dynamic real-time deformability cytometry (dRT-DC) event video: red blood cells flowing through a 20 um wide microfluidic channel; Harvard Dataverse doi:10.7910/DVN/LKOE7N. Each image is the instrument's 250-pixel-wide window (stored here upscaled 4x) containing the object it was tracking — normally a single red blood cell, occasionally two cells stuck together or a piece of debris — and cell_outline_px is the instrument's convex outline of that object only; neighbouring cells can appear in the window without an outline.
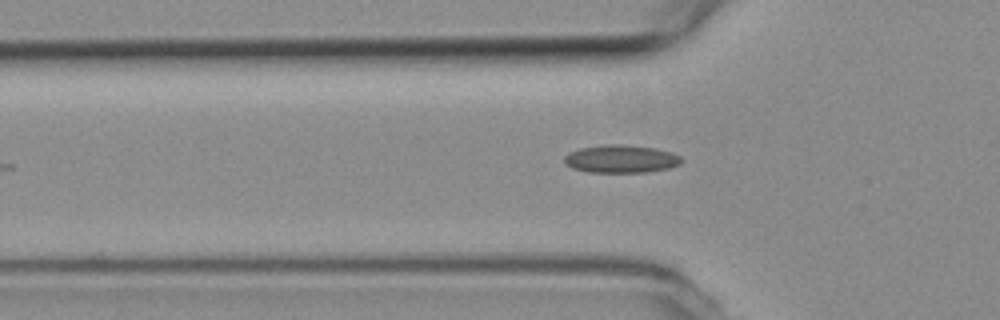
{"species": "common noctule bat (a hibernating species)", "species_latin": "Nyctalus noctula", "temperature_condition": "room temperature", "stored_images_in_passage": 30, "camera_frame_rate_fps": 3000, "um_per_image_px": 0.085, "animal": {"sex": "female", "body_mass_g": 19.3, "forearm_length_mm": 54.1}, "frame": {"image": 1, "passage_image": 2, "time_ms": 0.333, "image_size_px": [1000, 320], "cell_outline_px": [[684, 160], [680, 164], [668, 168], [644, 172], [588, 172], [572, 168], [564, 164], [564, 156], [568, 152], [580, 148], [604, 144], [620, 144], [656, 148], [672, 152], [680, 156]], "centroid_in_image_um": [52.76, 13.5], "position_along_channel_um": 73.0, "area_um2": 19.19}}
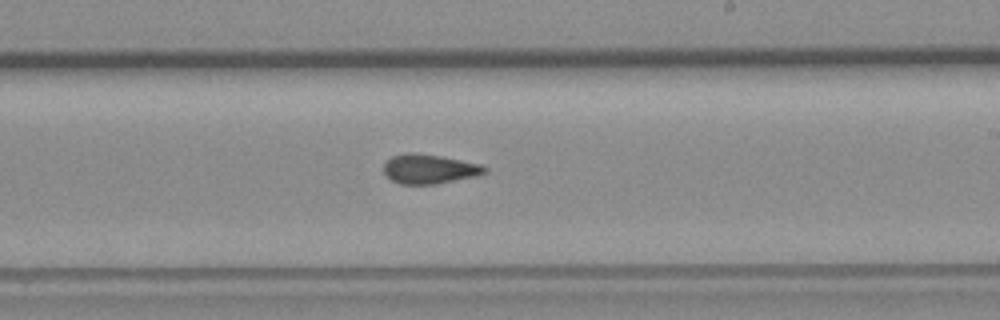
{"frame": {"image": 2, "passage_image": 16, "time_ms": 5.0, "image_size_px": [1000, 320], "cell_outline_px": [[488, 172], [476, 176], [436, 184], [400, 184], [392, 180], [384, 172], [384, 164], [392, 156], [408, 152], [440, 156], [480, 164], [488, 168]], "centroid_in_image_um": [36.51, 14.37], "position_along_channel_um": 252.5, "area_um2": 17.17}}
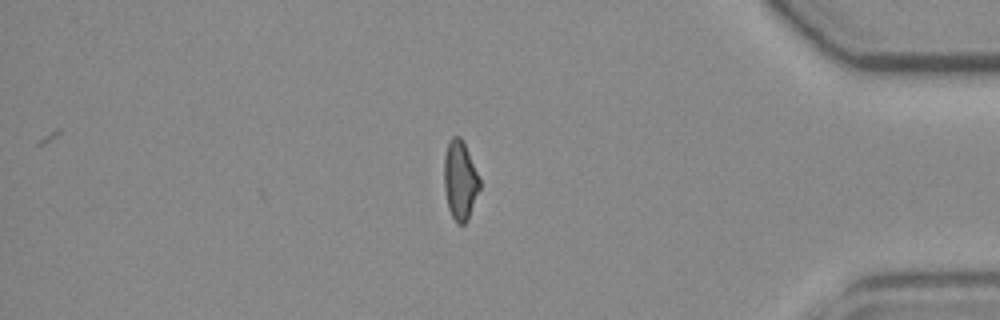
{"frame": {"image": 3, "passage_image": 30, "time_ms": 9.667, "image_size_px": [1000, 320], "cell_outline_px": [[480, 188], [468, 220], [464, 224], [456, 224], [448, 208], [444, 188], [444, 156], [448, 144], [452, 136], [460, 136], [464, 144], [480, 180]], "centroid_in_image_um": [39.09, 15.37], "position_along_channel_um": 396.1, "area_um2": 16.24}, "authors_computed_cell_mechanics": {"area_um2": 17.1955, "velocity_mm_per_s": 3.8284, "shape_relaxation_time_tau1_ms": null, "shape_relaxation_time_tau2_ms": 1.9916, "deformation_change_tau1": null, "deformation_change_tau2": 0.0927}}